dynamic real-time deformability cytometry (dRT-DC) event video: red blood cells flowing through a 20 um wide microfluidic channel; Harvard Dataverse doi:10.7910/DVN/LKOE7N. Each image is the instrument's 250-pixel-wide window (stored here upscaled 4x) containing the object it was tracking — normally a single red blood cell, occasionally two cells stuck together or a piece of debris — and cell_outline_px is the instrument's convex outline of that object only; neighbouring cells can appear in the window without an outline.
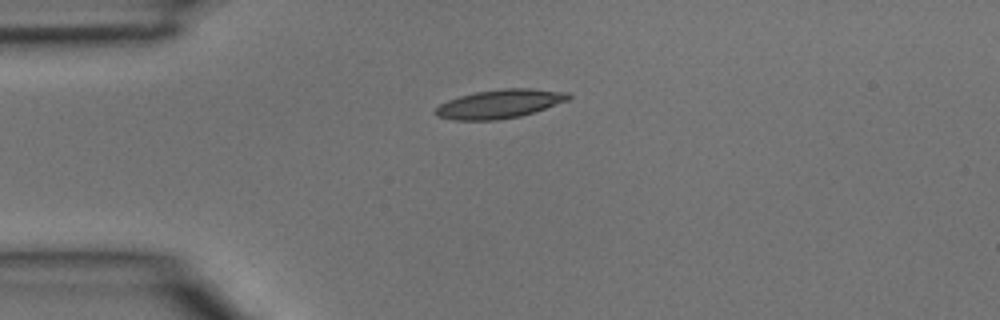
{"species": "common noctule bat (a hibernating species)", "species_latin": "Nyctalus noctula", "temperature_condition": "room temperature", "stored_images_in_passage": 1, "camera_frame_rate_fps": 3000, "um_per_image_px": 0.085, "animal": {"sex": "male", "body_mass_g": 15.6}, "frame": {"image": 1, "passage_image": 1, "time_ms": 0.0, "image_size_px": [1000, 320], "cell_outline_px": [[572, 96], [568, 100], [520, 116], [496, 120], [452, 120], [436, 116], [432, 112], [440, 104], [448, 100], [460, 96], [476, 92], [504, 88], [532, 88], [568, 92]], "centroid_in_image_um": [42.44, 8.83], "position_along_channel_um": 42.6, "area_um2": 22.2}}